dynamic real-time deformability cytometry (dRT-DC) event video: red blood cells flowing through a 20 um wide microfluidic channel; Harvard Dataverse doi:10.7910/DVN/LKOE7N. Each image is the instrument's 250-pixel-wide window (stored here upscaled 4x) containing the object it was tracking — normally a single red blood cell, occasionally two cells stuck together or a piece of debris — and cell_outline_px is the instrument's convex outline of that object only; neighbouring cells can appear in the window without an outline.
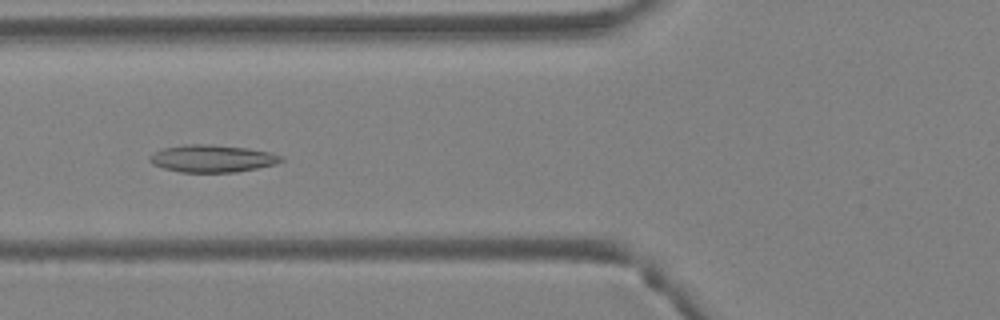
{"species": "Egyptian fruit bat (a non-hibernating species)", "species_latin": "Rousettus aegyptiacus", "temperature_condition": "warm", "stored_images_in_passage": 4, "camera_frame_rate_fps": 3000, "um_per_image_px": 0.085, "animal": {"sex": "female"}, "frame": {"image": 1, "passage_image": 4, "time_ms": 1.0, "image_size_px": [1000, 320], "cell_outline_px": [[284, 160], [276, 164], [236, 172], [180, 172], [164, 168], [152, 164], [148, 160], [148, 156], [164, 148], [184, 144], [212, 144], [248, 148], [272, 152], [284, 156]], "centroid_in_image_um": [18.07, 13.47], "position_along_channel_um": 107.7, "area_um2": 21.1}}